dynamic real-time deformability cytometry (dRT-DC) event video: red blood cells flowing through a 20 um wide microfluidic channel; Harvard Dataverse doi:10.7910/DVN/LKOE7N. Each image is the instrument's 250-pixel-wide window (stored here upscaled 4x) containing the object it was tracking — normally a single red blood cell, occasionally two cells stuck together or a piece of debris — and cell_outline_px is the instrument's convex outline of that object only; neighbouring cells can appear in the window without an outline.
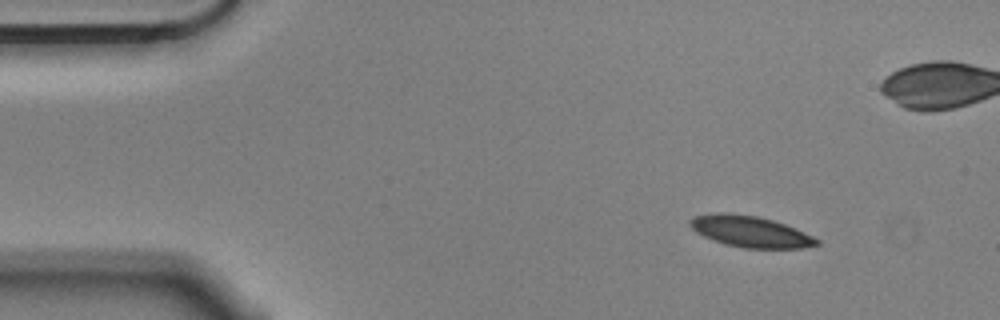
{"species": "Egyptian fruit bat (a non-hibernating species)", "species_latin": "Rousettus aegyptiacus", "temperature_condition": "cold", "stored_images_in_passage": 8, "camera_frame_rate_fps": 3000, "um_per_image_px": 0.085, "animal": {"sex": "male"}, "frame": {"image": 1, "passage_image": 1, "time_ms": 0.0, "image_size_px": [1000, 320], "cell_outline_px": [[820, 244], [804, 248], [744, 248], [724, 244], [704, 236], [696, 232], [688, 224], [688, 220], [692, 216], [716, 212], [724, 212], [756, 216], [772, 220], [796, 228], [820, 240]], "centroid_in_image_um": [63.75, 19.68], "position_along_channel_um": 21.2, "area_um2": 23.12}}
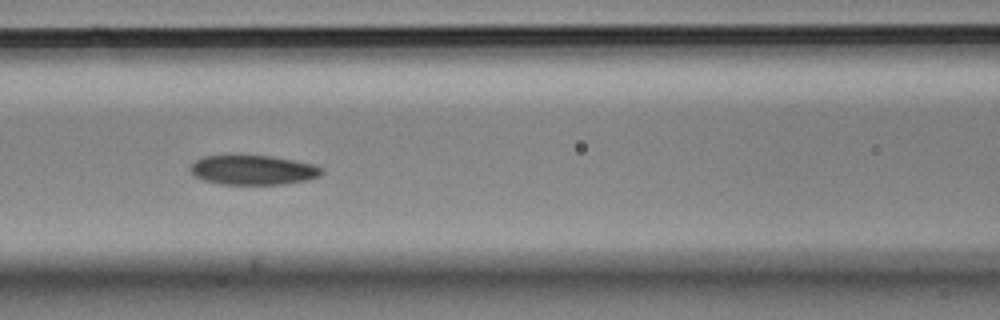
{"frame": {"image": 2, "passage_image": 6, "time_ms": 1.667, "image_size_px": [1000, 320], "cell_outline_px": [[324, 172], [320, 176], [308, 180], [284, 184], [220, 184], [200, 180], [192, 176], [192, 164], [196, 160], [204, 156], [272, 156], [316, 164], [324, 168]], "centroid_in_image_um": [21.56, 14.46], "position_along_channel_um": 145.0, "area_um2": 22.77}}
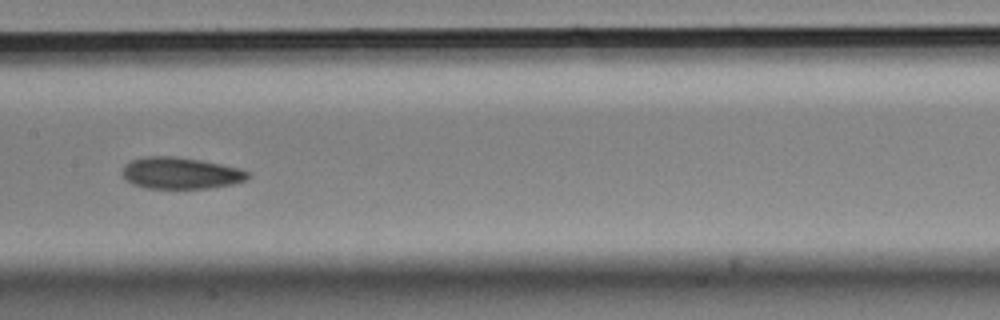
{"frame": {"image": 3, "passage_image": 7, "time_ms": 2.0, "image_size_px": [1000, 320], "cell_outline_px": [[252, 176], [248, 180], [232, 184], [208, 188], [144, 188], [132, 184], [124, 180], [120, 172], [124, 164], [132, 160], [144, 156], [176, 156], [200, 160], [240, 168], [252, 172]], "centroid_in_image_um": [15.35, 14.71], "position_along_channel_um": 192.1, "area_um2": 23.58}}